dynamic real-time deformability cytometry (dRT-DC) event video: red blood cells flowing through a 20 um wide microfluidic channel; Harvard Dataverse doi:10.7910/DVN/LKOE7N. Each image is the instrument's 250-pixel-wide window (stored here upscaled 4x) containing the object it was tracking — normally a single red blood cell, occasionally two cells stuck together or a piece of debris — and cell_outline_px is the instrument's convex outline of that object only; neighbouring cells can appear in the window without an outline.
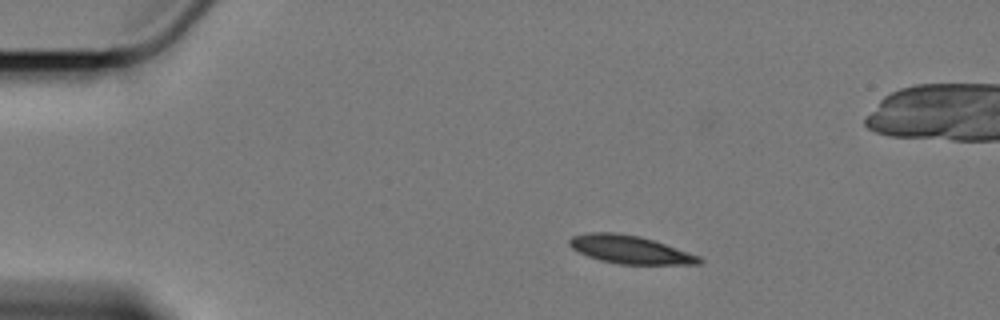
{"species": "Egyptian fruit bat (a non-hibernating species)", "species_latin": "Rousettus aegyptiacus", "temperature_condition": "cold", "stored_images_in_passage": 50, "camera_frame_rate_fps": 3000, "um_per_image_px": 0.085, "animal": {"sex": "female"}, "frame": {"image": 1, "passage_image": 1, "time_ms": 0.0, "image_size_px": [1000, 320], "cell_outline_px": [[704, 260], [700, 264], [620, 264], [600, 260], [576, 252], [568, 244], [568, 240], [572, 236], [588, 232], [612, 232], [640, 236], [700, 256]], "centroid_in_image_um": [53.5, 21.21], "position_along_channel_um": 31.5, "area_um2": 21.15}}
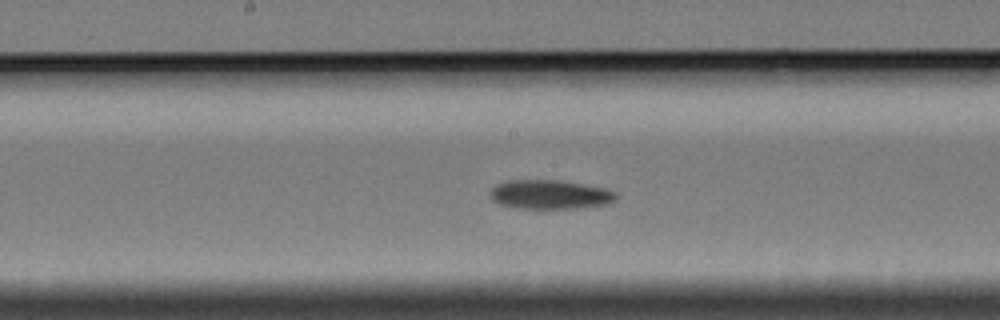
{"frame": {"image": 2, "passage_image": 21, "time_ms": 6.667, "image_size_px": [1000, 320], "cell_outline_px": [[616, 200], [608, 204], [576, 208], [516, 208], [500, 204], [492, 200], [488, 192], [496, 184], [508, 180], [560, 180], [608, 188], [616, 192]], "centroid_in_image_um": [46.75, 16.52], "position_along_channel_um": 201.5, "area_um2": 21.56}}
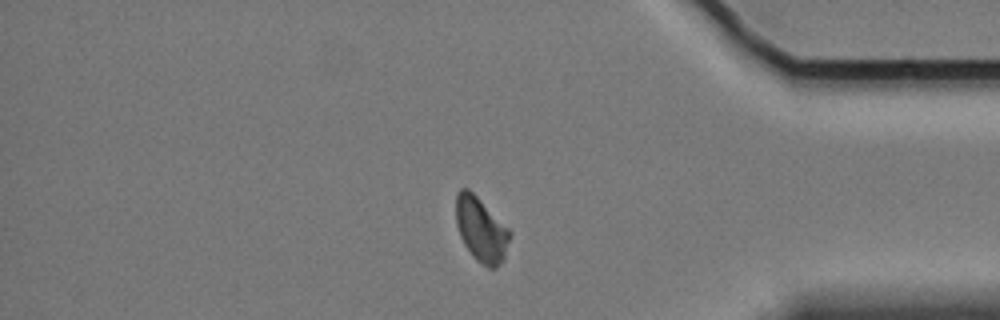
{"frame": {"image": 3, "passage_image": 40, "time_ms": 13.0, "image_size_px": [1000, 320], "cell_outline_px": [[512, 232], [504, 260], [496, 268], [488, 268], [476, 260], [472, 256], [464, 244], [460, 236], [456, 224], [456, 192], [460, 188], [468, 188]], "centroid_in_image_um": [40.89, 19.54], "position_along_channel_um": 394.3, "area_um2": 20.23}, "authors_computed_cell_mechanics": {"area_um2": 21.2415, "velocity_mm_per_s": 3.3795, "shape_relaxation_time_tau1_ms": 5.6207, "shape_relaxation_time_tau2_ms": null, "deformation_change_tau1": 0.1082, "deformation_change_tau2": null}}